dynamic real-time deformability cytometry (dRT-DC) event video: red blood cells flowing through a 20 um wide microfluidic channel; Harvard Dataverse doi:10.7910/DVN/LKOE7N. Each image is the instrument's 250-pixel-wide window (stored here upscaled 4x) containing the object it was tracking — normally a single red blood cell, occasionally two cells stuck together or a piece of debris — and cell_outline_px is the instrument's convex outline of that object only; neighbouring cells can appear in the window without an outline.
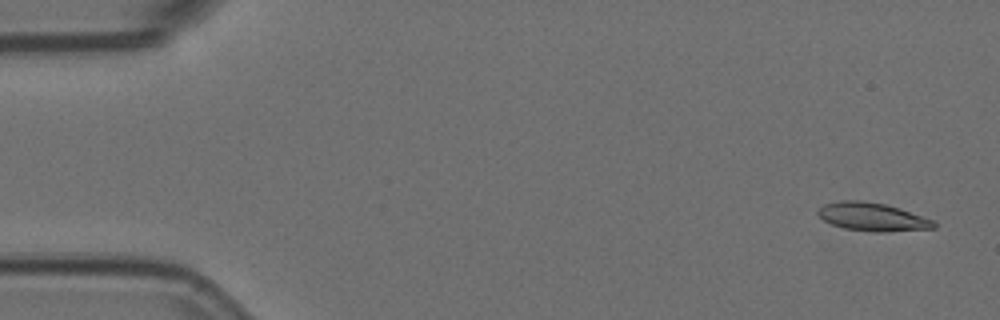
{"species": "Egyptian fruit bat (a non-hibernating species)", "species_latin": "Rousettus aegyptiacus", "temperature_condition": "room temperature", "stored_images_in_passage": 5, "camera_frame_rate_fps": 3000, "um_per_image_px": 0.085, "animal": {"sex": "female"}, "frame": {"image": 1, "passage_image": 1, "time_ms": 0.0, "image_size_px": [1000, 320], "cell_outline_px": [[936, 228], [880, 232], [876, 232], [844, 228], [832, 224], [824, 220], [816, 212], [824, 204], [840, 200], [860, 200], [884, 204], [900, 208], [936, 220]], "centroid_in_image_um": [74.19, 18.43], "position_along_channel_um": 10.8, "area_um2": 19.07}}
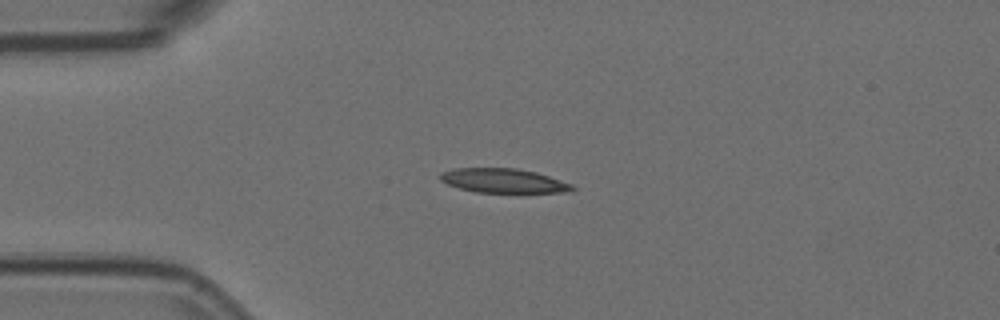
{"frame": {"image": 2, "passage_image": 4, "time_ms": 1.0, "image_size_px": [1000, 320], "cell_outline_px": [[576, 188], [572, 192], [476, 192], [460, 188], [448, 184], [440, 180], [440, 172], [452, 168], [516, 168], [536, 172], [572, 184]], "centroid_in_image_um": [42.78, 15.35], "position_along_channel_um": 42.2, "area_um2": 18.61}}